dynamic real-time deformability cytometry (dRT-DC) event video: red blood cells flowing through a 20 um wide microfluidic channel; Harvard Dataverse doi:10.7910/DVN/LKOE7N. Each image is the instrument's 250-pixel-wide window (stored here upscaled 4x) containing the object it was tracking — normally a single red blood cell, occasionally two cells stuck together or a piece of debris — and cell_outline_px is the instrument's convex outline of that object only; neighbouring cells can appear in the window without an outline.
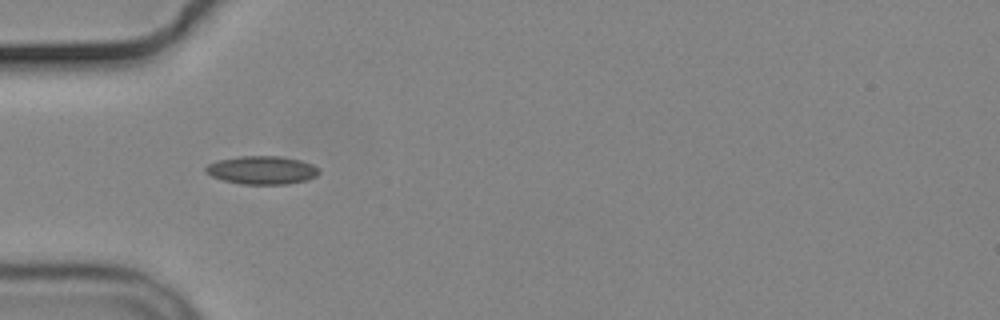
{"species": "common noctule bat (a hibernating species)", "species_latin": "Nyctalus noctula", "temperature_condition": "cold", "stored_images_in_passage": 12, "camera_frame_rate_fps": 3000, "um_per_image_px": 0.085, "animal": {"sex": "male", "body_mass_g": 19.2, "forearm_length_mm": 51.8}, "frame": {"image": 1, "passage_image": 6, "time_ms": 1.667, "image_size_px": [1000, 320], "cell_outline_px": [[320, 172], [316, 176], [304, 180], [288, 184], [240, 184], [224, 180], [212, 176], [204, 172], [204, 168], [208, 164], [216, 160], [240, 156], [280, 156], [300, 160], [312, 164], [320, 168]], "centroid_in_image_um": [22.25, 14.45], "position_along_channel_um": 62.8, "area_um2": 18.73}}
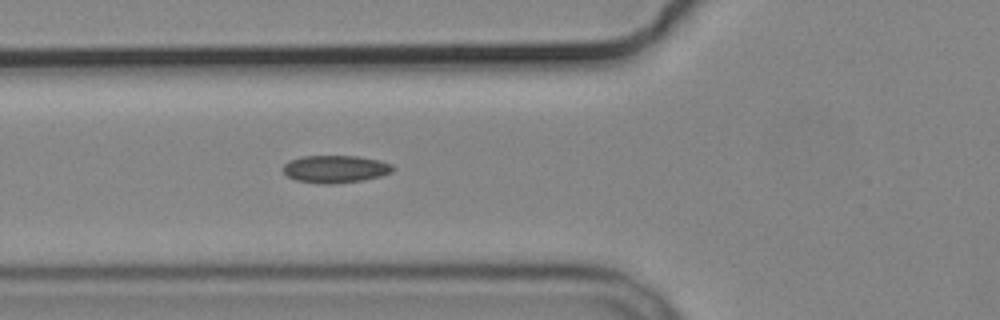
{"frame": {"image": 2, "passage_image": 9, "time_ms": 2.667, "image_size_px": [1000, 320], "cell_outline_px": [[392, 172], [380, 176], [364, 180], [332, 184], [324, 184], [296, 180], [288, 176], [284, 172], [284, 164], [288, 160], [300, 156], [356, 156], [380, 160], [392, 164]], "centroid_in_image_um": [28.49, 14.36], "position_along_channel_um": 97.3, "area_um2": 17.57}}